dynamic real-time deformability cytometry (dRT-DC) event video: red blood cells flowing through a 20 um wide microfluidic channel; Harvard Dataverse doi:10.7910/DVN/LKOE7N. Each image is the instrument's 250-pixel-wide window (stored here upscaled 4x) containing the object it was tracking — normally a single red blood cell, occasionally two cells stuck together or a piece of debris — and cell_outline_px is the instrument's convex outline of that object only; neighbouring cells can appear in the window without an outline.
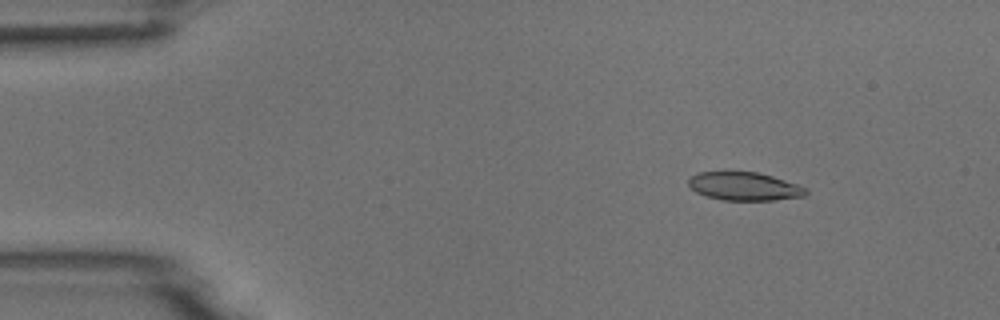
{"species": "common noctule bat (a hibernating species)", "species_latin": "Nyctalus noctula", "temperature_condition": "room temperature", "stored_images_in_passage": 7, "camera_frame_rate_fps": 3000, "um_per_image_px": 0.085, "animal": {"sex": "male", "body_mass_g": 18.8}, "frame": {"image": 1, "passage_image": 2, "time_ms": 0.333, "image_size_px": [1000, 320], "cell_outline_px": [[808, 192], [804, 196], [772, 200], [724, 200], [708, 196], [696, 192], [688, 184], [688, 180], [692, 176], [700, 172], [760, 172], [808, 188]], "centroid_in_image_um": [63.29, 15.84], "position_along_channel_um": 21.7, "area_um2": 19.13}}
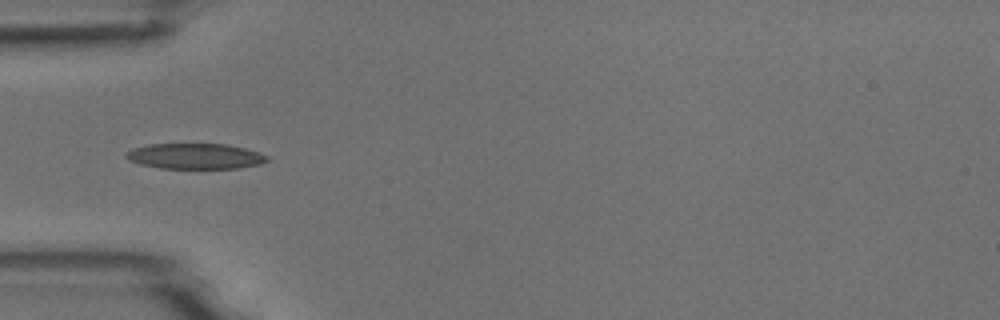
{"frame": {"image": 2, "passage_image": 5, "time_ms": 1.333, "image_size_px": [1000, 320], "cell_outline_px": [[268, 160], [260, 164], [240, 168], [160, 168], [140, 164], [128, 160], [124, 156], [132, 148], [148, 144], [224, 144], [244, 148], [260, 152], [268, 156]], "centroid_in_image_um": [16.58, 13.27], "position_along_channel_um": 68.4, "area_um2": 20.98}}